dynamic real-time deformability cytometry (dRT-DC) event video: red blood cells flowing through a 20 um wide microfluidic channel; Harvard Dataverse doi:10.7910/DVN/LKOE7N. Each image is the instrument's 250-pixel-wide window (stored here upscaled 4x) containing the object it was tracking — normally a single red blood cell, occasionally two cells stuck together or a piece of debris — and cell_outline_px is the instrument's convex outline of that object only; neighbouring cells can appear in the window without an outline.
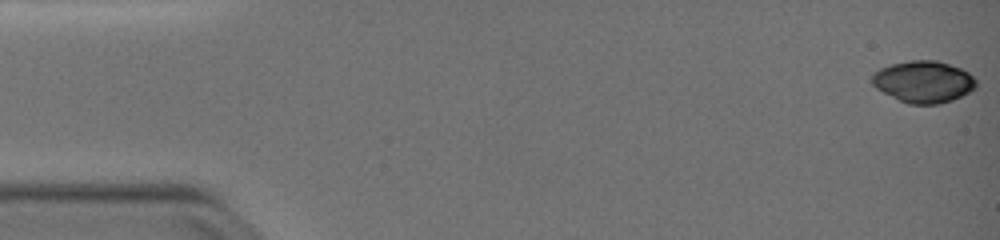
{"species": "common noctule bat (a hibernating species)", "species_latin": "Nyctalus noctula", "temperature_condition": "warm", "stored_images_in_passage": 52, "camera_frame_rate_fps": 3000, "um_per_image_px": 0.085, "animal": {"sex": "female", "body_mass_g": 19.0, "forearm_length_mm": 51.5}, "frame": {"image": 1, "passage_image": 1, "time_ms": 0.0, "image_size_px": [1000, 240], "cell_outline_px": [[976, 88], [952, 100], [940, 104], [908, 104], [876, 88], [872, 84], [872, 76], [880, 68], [892, 64], [912, 60], [936, 60], [960, 68], [968, 72], [976, 80]], "centroid_in_image_um": [78.51, 6.95], "position_along_channel_um": 6.5, "area_um2": 25.09}}
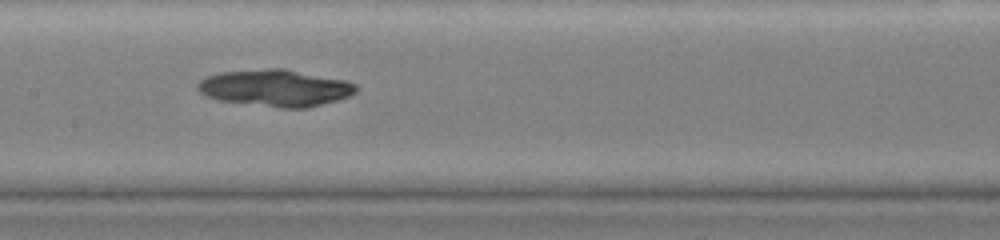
{"frame": {"image": 2, "passage_image": 27, "time_ms": 8.667, "image_size_px": [1000, 240], "cell_outline_px": [[356, 92], [352, 96], [308, 108], [280, 108], [220, 100], [204, 96], [196, 88], [196, 84], [200, 80], [208, 76], [220, 72], [268, 68], [288, 68], [344, 80], [356, 84]], "centroid_in_image_um": [23.42, 7.47], "position_along_channel_um": 184.0, "area_um2": 34.28}}
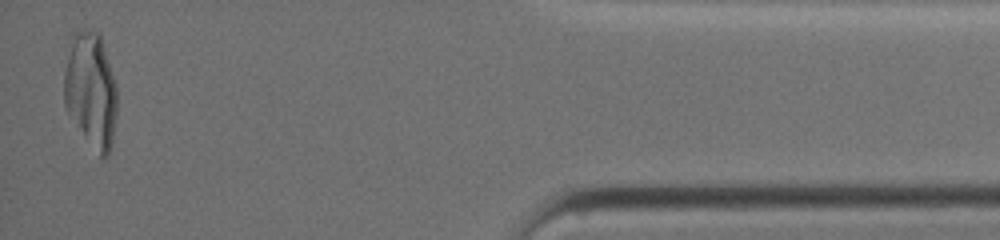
{"frame": {"image": 3, "passage_image": 51, "time_ms": 16.667, "image_size_px": [1000, 240], "cell_outline_px": [[116, 112], [112, 140], [108, 156], [100, 156], [76, 124], [68, 112], [64, 104], [64, 72], [68, 56], [76, 32], [80, 28], [88, 28], [96, 32], [100, 36], [116, 88]], "centroid_in_image_um": [7.72, 7.66], "position_along_channel_um": 427.5, "area_um2": 34.39}}